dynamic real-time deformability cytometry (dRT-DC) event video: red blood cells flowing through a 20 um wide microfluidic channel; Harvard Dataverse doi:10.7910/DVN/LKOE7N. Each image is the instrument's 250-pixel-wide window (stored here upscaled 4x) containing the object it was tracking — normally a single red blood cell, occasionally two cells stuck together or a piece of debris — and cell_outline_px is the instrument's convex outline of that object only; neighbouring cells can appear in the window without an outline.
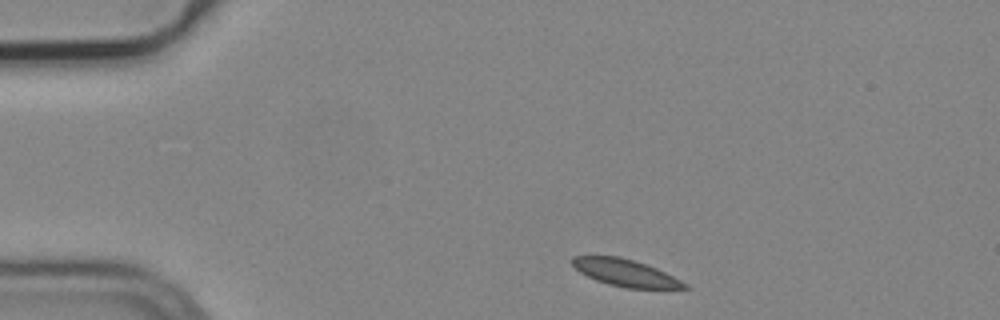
{"species": "common noctule bat (a hibernating species)", "species_latin": "Nyctalus noctula", "temperature_condition": "cold", "stored_images_in_passage": 3, "camera_frame_rate_fps": 3000, "um_per_image_px": 0.085, "animal": {"sex": "male", "body_mass_g": 19.2, "forearm_length_mm": 51.8}, "frame": {"image": 1, "passage_image": 1, "time_ms": 0.0, "image_size_px": [1000, 320], "cell_outline_px": [[692, 288], [628, 288], [608, 284], [596, 280], [580, 272], [572, 264], [572, 256], [616, 256], [632, 260], [656, 268], [688, 284]], "centroid_in_image_um": [53.15, 23.19], "position_along_channel_um": 31.8, "area_um2": 17.28}}
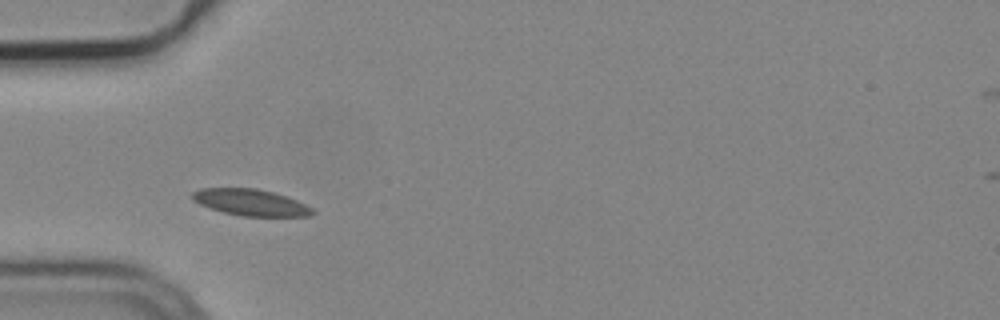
{"frame": {"image": 2, "passage_image": 3, "time_ms": 0.667, "image_size_px": [1000, 320], "cell_outline_px": [[316, 212], [308, 216], [240, 216], [224, 212], [200, 204], [192, 200], [192, 192], [200, 188], [256, 188], [272, 192], [296, 200], [312, 208]], "centroid_in_image_um": [21.29, 17.2], "position_along_channel_um": 63.7, "area_um2": 18.32}}